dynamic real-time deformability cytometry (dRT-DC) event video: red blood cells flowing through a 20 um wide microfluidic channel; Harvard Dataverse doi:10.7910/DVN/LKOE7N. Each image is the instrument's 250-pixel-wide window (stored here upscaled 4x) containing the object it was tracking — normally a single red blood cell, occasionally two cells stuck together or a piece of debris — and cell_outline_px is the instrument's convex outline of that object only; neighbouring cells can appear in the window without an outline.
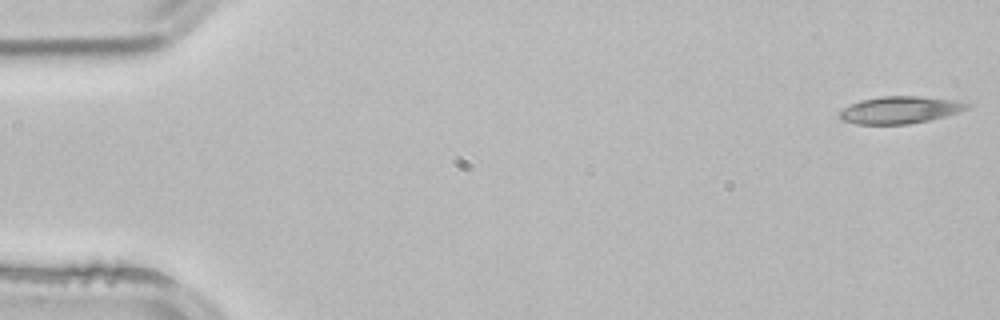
{"species": "common noctule bat (a hibernating species)", "species_latin": "Nyctalus noctula", "temperature_condition": "room temperature", "stored_images_in_passage": 37, "camera_frame_rate_fps": 3000, "um_per_image_px": 0.085, "animal": {"sex": "male", "body_mass_g": 21.5, "forearm_length_mm": 52.0}, "frame": {"image": 1, "passage_image": 1, "time_ms": 0.0, "image_size_px": [1000, 320], "cell_outline_px": [[972, 104], [968, 108], [960, 112], [928, 120], [908, 124], [856, 124], [844, 120], [840, 116], [840, 112], [844, 108], [860, 100], [880, 96], [920, 96], [956, 100]], "centroid_in_image_um": [76.54, 9.33], "position_along_channel_um": 8.5, "area_um2": 20.06}}